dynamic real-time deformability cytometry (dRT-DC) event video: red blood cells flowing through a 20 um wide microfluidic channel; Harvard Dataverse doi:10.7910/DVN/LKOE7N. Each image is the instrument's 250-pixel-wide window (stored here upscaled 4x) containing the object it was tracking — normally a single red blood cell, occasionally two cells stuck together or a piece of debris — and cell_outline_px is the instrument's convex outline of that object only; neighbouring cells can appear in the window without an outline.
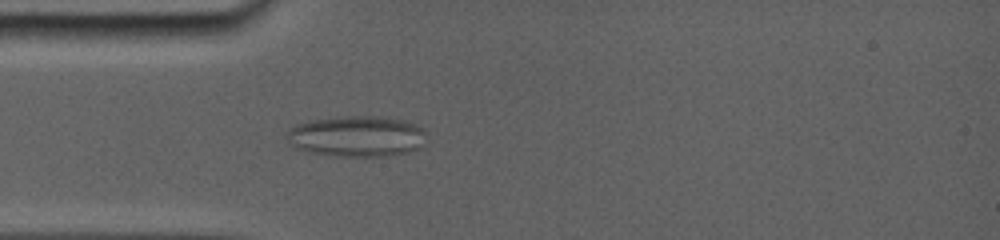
{"species": "common noctule bat (a hibernating species)", "species_latin": "Nyctalus noctula", "temperature_condition": "room temperature", "stored_images_in_passage": 50, "camera_frame_rate_fps": 5000, "um_per_image_px": 0.085, "animal": {"sex": "female", "body_mass_g": 19.0, "forearm_length_mm": 56.7}, "frame": {"image": 1, "passage_image": 21, "time_ms": 4.8, "image_size_px": [1000, 240], "cell_outline_px": [[420, 128], [412, 148], [400, 152], [380, 156], [344, 156], [316, 152], [304, 148], [300, 144], [292, 132], [300, 124], [316, 120], [356, 116], [368, 116], [400, 120], [412, 124]], "centroid_in_image_um": [30.35, 11.56], "position_along_channel_um": 54.7, "area_um2": 29.36}}
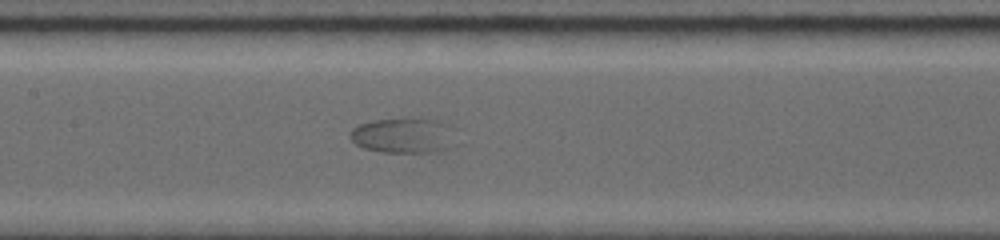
{"frame": {"image": 2, "passage_image": 29, "time_ms": 8.2, "image_size_px": [1000, 240], "cell_outline_px": [[432, 120], [424, 152], [384, 152], [364, 148], [356, 144], [352, 140], [352, 128], [360, 124], [376, 120]], "centroid_in_image_um": [33.39, 11.51], "position_along_channel_um": 174.0, "area_um2": 16.07}}
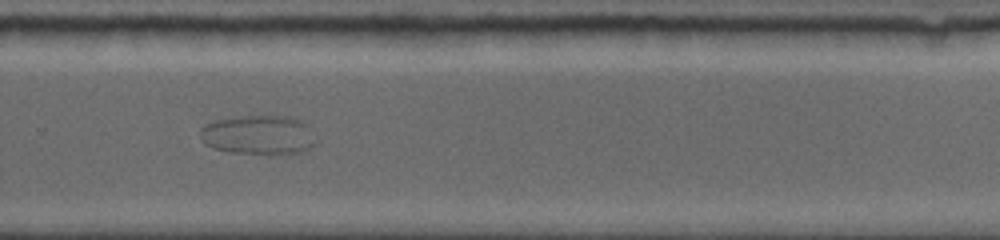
{"frame": {"image": 3, "passage_image": 38, "time_ms": 12.0, "image_size_px": [1000, 240], "cell_outline_px": [[316, 144], [300, 152], [232, 152], [212, 148], [204, 144], [200, 140], [200, 128], [204, 124], [216, 120], [240, 116], [268, 112], [292, 116], [300, 120], [308, 128]], "centroid_in_image_um": [21.9, 11.39], "position_along_channel_um": 307.9, "area_um2": 26.65}}